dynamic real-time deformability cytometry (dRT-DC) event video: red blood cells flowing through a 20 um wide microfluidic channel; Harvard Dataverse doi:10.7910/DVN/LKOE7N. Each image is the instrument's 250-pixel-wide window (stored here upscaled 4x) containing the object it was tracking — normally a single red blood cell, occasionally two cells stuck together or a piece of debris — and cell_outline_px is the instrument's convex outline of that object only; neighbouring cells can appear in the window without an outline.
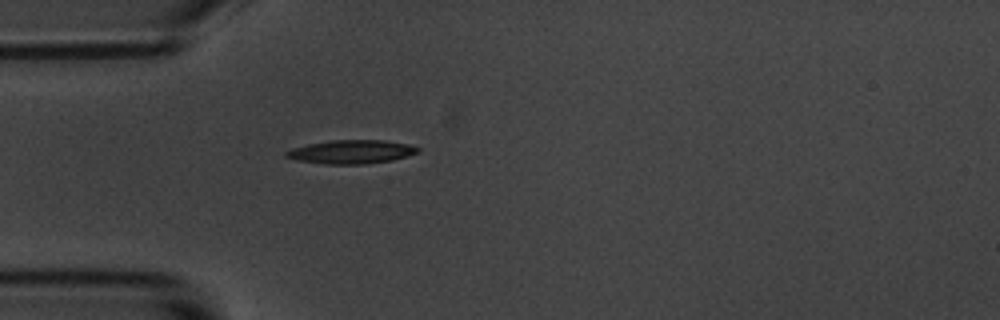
{"species": "common noctule bat (a hibernating species)", "species_latin": "Nyctalus noctula", "temperature_condition": "room temperature", "stored_images_in_passage": 2, "camera_frame_rate_fps": 3000, "um_per_image_px": 0.085, "animal": {"sex": "male", "body_mass_g": 20.1, "forearm_length_mm": 53.5}, "frame": {"image": 1, "passage_image": 2, "time_ms": 2.0, "image_size_px": [1000, 320], "cell_outline_px": [[420, 148], [416, 152], [408, 156], [392, 160], [364, 164], [324, 164], [296, 160], [284, 156], [284, 152], [292, 148], [308, 144], [332, 140], [384, 140], [408, 144]], "centroid_in_image_um": [29.83, 12.9], "position_along_channel_um": 55.2, "area_um2": 18.09}}